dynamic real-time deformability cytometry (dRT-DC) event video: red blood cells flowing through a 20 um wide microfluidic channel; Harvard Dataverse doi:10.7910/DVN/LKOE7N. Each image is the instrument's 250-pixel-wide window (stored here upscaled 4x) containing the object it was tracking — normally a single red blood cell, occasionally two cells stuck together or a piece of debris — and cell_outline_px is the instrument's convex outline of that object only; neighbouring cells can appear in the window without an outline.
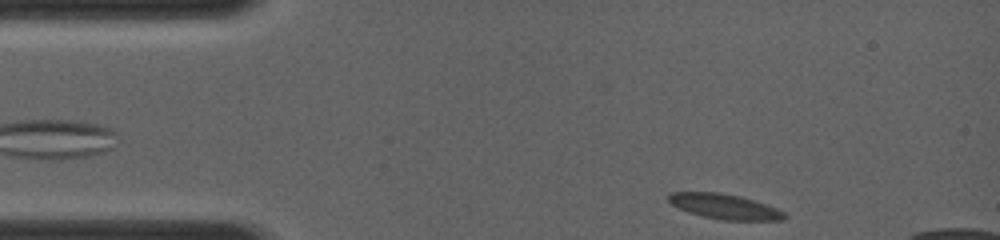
{"species": "common noctule bat (a hibernating species)", "species_latin": "Nyctalus noctula", "temperature_condition": "room temperature", "stored_images_in_passage": 29, "camera_frame_rate_fps": 4000, "um_per_image_px": 0.085, "animal": {"sex": "female", "body_mass_g": 19.0, "forearm_length_mm": 56.7}, "frame": {"image": 1, "passage_image": 1, "time_ms": 0.0, "image_size_px": [1000, 240], "cell_outline_px": [[788, 216], [784, 220], [724, 220], [704, 216], [688, 212], [672, 204], [668, 200], [668, 192], [720, 192], [740, 196], [776, 208], [784, 212]], "centroid_in_image_um": [61.59, 17.55], "position_along_channel_um": 23.4, "area_um2": 16.76}}
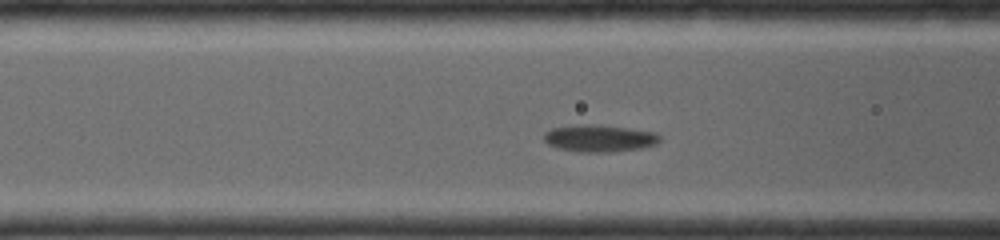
{"frame": {"image": 2, "passage_image": 17, "time_ms": 3.5, "image_size_px": [1000, 240], "cell_outline_px": [[660, 140], [656, 144], [640, 148], [608, 152], [580, 152], [556, 148], [548, 144], [544, 140], [544, 132], [552, 128], [580, 124], [596, 124], [628, 128], [656, 132], [660, 136]], "centroid_in_image_um": [50.92, 11.75], "position_along_channel_um": 115.7, "area_um2": 18.32}}
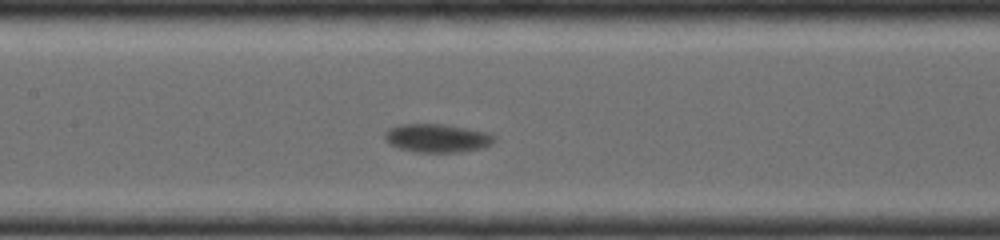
{"frame": {"image": 3, "passage_image": 25, "time_ms": 4.75, "image_size_px": [1000, 240], "cell_outline_px": [[496, 140], [492, 144], [484, 148], [460, 152], [416, 152], [400, 148], [388, 144], [384, 140], [384, 132], [388, 128], [400, 124], [444, 124], [468, 128], [488, 132], [496, 136]], "centroid_in_image_um": [37.17, 11.74], "position_along_channel_um": 170.2, "area_um2": 18.5}}